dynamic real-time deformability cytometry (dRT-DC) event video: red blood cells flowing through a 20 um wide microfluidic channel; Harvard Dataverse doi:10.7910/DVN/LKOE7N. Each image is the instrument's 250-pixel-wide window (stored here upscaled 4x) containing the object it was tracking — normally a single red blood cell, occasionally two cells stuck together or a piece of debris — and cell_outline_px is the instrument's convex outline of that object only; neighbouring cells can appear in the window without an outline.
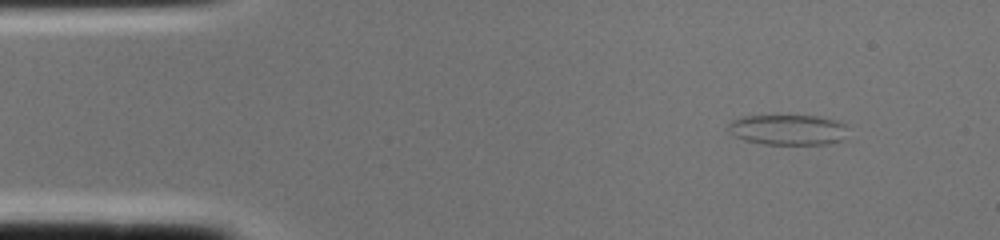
{"species": "common noctule bat (a hibernating species)", "species_latin": "Nyctalus noctula", "temperature_condition": "cold", "stored_images_in_passage": 1, "camera_frame_rate_fps": 3000, "um_per_image_px": 0.085, "animal": {"sex": "female", "body_mass_g": 22.0, "forearm_length_mm": 56.7}, "frame": {"image": 1, "passage_image": 1, "time_ms": 0.0, "image_size_px": [1000, 240], "cell_outline_px": [[844, 124], [840, 140], [828, 144], [764, 144], [744, 140], [728, 132], [724, 128], [732, 120], [744, 116], [816, 116], [836, 120]], "centroid_in_image_um": [66.85, 11.03], "position_along_channel_um": 18.2, "area_um2": 20.87}}